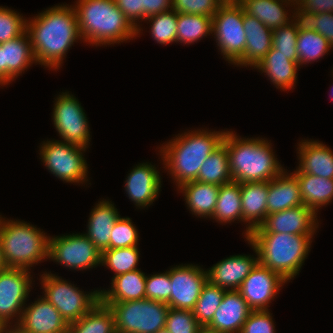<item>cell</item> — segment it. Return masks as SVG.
Here are the masks:
<instances>
[{
  "label": "cell",
  "mask_w": 333,
  "mask_h": 333,
  "mask_svg": "<svg viewBox=\"0 0 333 333\" xmlns=\"http://www.w3.org/2000/svg\"><path fill=\"white\" fill-rule=\"evenodd\" d=\"M121 215L112 201L104 198L92 208L84 233L102 252L109 249L111 230Z\"/></svg>",
  "instance_id": "cell-29"
},
{
  "label": "cell",
  "mask_w": 333,
  "mask_h": 333,
  "mask_svg": "<svg viewBox=\"0 0 333 333\" xmlns=\"http://www.w3.org/2000/svg\"><path fill=\"white\" fill-rule=\"evenodd\" d=\"M200 327L192 310L169 307L165 323L169 333H198Z\"/></svg>",
  "instance_id": "cell-43"
},
{
  "label": "cell",
  "mask_w": 333,
  "mask_h": 333,
  "mask_svg": "<svg viewBox=\"0 0 333 333\" xmlns=\"http://www.w3.org/2000/svg\"><path fill=\"white\" fill-rule=\"evenodd\" d=\"M40 276L42 295L49 301L69 324L79 320L100 302V289L84 292L75 284L50 272Z\"/></svg>",
  "instance_id": "cell-7"
},
{
  "label": "cell",
  "mask_w": 333,
  "mask_h": 333,
  "mask_svg": "<svg viewBox=\"0 0 333 333\" xmlns=\"http://www.w3.org/2000/svg\"><path fill=\"white\" fill-rule=\"evenodd\" d=\"M145 298L166 303L170 307L169 270L146 275Z\"/></svg>",
  "instance_id": "cell-46"
},
{
  "label": "cell",
  "mask_w": 333,
  "mask_h": 333,
  "mask_svg": "<svg viewBox=\"0 0 333 333\" xmlns=\"http://www.w3.org/2000/svg\"><path fill=\"white\" fill-rule=\"evenodd\" d=\"M16 326L24 333H68L69 324L43 296L26 304Z\"/></svg>",
  "instance_id": "cell-20"
},
{
  "label": "cell",
  "mask_w": 333,
  "mask_h": 333,
  "mask_svg": "<svg viewBox=\"0 0 333 333\" xmlns=\"http://www.w3.org/2000/svg\"><path fill=\"white\" fill-rule=\"evenodd\" d=\"M161 176L156 165L149 162L139 163L131 169L124 188L127 197L133 201L136 208H148L155 202L162 188Z\"/></svg>",
  "instance_id": "cell-19"
},
{
  "label": "cell",
  "mask_w": 333,
  "mask_h": 333,
  "mask_svg": "<svg viewBox=\"0 0 333 333\" xmlns=\"http://www.w3.org/2000/svg\"><path fill=\"white\" fill-rule=\"evenodd\" d=\"M111 286L100 288L102 303H121L145 298L146 273L141 269L123 273L111 278Z\"/></svg>",
  "instance_id": "cell-28"
},
{
  "label": "cell",
  "mask_w": 333,
  "mask_h": 333,
  "mask_svg": "<svg viewBox=\"0 0 333 333\" xmlns=\"http://www.w3.org/2000/svg\"><path fill=\"white\" fill-rule=\"evenodd\" d=\"M332 73H333V70H332ZM330 95L332 96L331 99L333 100V88H332V90H331V94L329 93V96H330Z\"/></svg>",
  "instance_id": "cell-57"
},
{
  "label": "cell",
  "mask_w": 333,
  "mask_h": 333,
  "mask_svg": "<svg viewBox=\"0 0 333 333\" xmlns=\"http://www.w3.org/2000/svg\"><path fill=\"white\" fill-rule=\"evenodd\" d=\"M223 2L239 3L241 0H222Z\"/></svg>",
  "instance_id": "cell-55"
},
{
  "label": "cell",
  "mask_w": 333,
  "mask_h": 333,
  "mask_svg": "<svg viewBox=\"0 0 333 333\" xmlns=\"http://www.w3.org/2000/svg\"><path fill=\"white\" fill-rule=\"evenodd\" d=\"M296 48L299 68L302 65L317 62L333 49L332 45L321 34L303 27L301 23Z\"/></svg>",
  "instance_id": "cell-35"
},
{
  "label": "cell",
  "mask_w": 333,
  "mask_h": 333,
  "mask_svg": "<svg viewBox=\"0 0 333 333\" xmlns=\"http://www.w3.org/2000/svg\"><path fill=\"white\" fill-rule=\"evenodd\" d=\"M115 318L116 333H156L165 328L169 306L147 298L121 303H103Z\"/></svg>",
  "instance_id": "cell-8"
},
{
  "label": "cell",
  "mask_w": 333,
  "mask_h": 333,
  "mask_svg": "<svg viewBox=\"0 0 333 333\" xmlns=\"http://www.w3.org/2000/svg\"><path fill=\"white\" fill-rule=\"evenodd\" d=\"M72 6L82 42L88 45L110 46L137 38V29L114 0H76Z\"/></svg>",
  "instance_id": "cell-3"
},
{
  "label": "cell",
  "mask_w": 333,
  "mask_h": 333,
  "mask_svg": "<svg viewBox=\"0 0 333 333\" xmlns=\"http://www.w3.org/2000/svg\"><path fill=\"white\" fill-rule=\"evenodd\" d=\"M274 324L270 309L251 311L240 333H276Z\"/></svg>",
  "instance_id": "cell-47"
},
{
  "label": "cell",
  "mask_w": 333,
  "mask_h": 333,
  "mask_svg": "<svg viewBox=\"0 0 333 333\" xmlns=\"http://www.w3.org/2000/svg\"><path fill=\"white\" fill-rule=\"evenodd\" d=\"M227 290L210 284L208 281L203 286L201 294L194 307L193 314L201 326H207L213 319L214 313L219 308Z\"/></svg>",
  "instance_id": "cell-38"
},
{
  "label": "cell",
  "mask_w": 333,
  "mask_h": 333,
  "mask_svg": "<svg viewBox=\"0 0 333 333\" xmlns=\"http://www.w3.org/2000/svg\"><path fill=\"white\" fill-rule=\"evenodd\" d=\"M198 333H222L217 330L211 329L208 326H201Z\"/></svg>",
  "instance_id": "cell-52"
},
{
  "label": "cell",
  "mask_w": 333,
  "mask_h": 333,
  "mask_svg": "<svg viewBox=\"0 0 333 333\" xmlns=\"http://www.w3.org/2000/svg\"><path fill=\"white\" fill-rule=\"evenodd\" d=\"M170 307L193 310L207 282V272L200 265L180 264L169 268Z\"/></svg>",
  "instance_id": "cell-14"
},
{
  "label": "cell",
  "mask_w": 333,
  "mask_h": 333,
  "mask_svg": "<svg viewBox=\"0 0 333 333\" xmlns=\"http://www.w3.org/2000/svg\"><path fill=\"white\" fill-rule=\"evenodd\" d=\"M251 311L238 290L226 291L207 326L222 333H240Z\"/></svg>",
  "instance_id": "cell-23"
},
{
  "label": "cell",
  "mask_w": 333,
  "mask_h": 333,
  "mask_svg": "<svg viewBox=\"0 0 333 333\" xmlns=\"http://www.w3.org/2000/svg\"><path fill=\"white\" fill-rule=\"evenodd\" d=\"M220 186L190 181L177 188L182 193L186 206L192 215L200 218H212L217 203Z\"/></svg>",
  "instance_id": "cell-30"
},
{
  "label": "cell",
  "mask_w": 333,
  "mask_h": 333,
  "mask_svg": "<svg viewBox=\"0 0 333 333\" xmlns=\"http://www.w3.org/2000/svg\"><path fill=\"white\" fill-rule=\"evenodd\" d=\"M242 200V222L245 224V239L267 216V182L240 183Z\"/></svg>",
  "instance_id": "cell-24"
},
{
  "label": "cell",
  "mask_w": 333,
  "mask_h": 333,
  "mask_svg": "<svg viewBox=\"0 0 333 333\" xmlns=\"http://www.w3.org/2000/svg\"><path fill=\"white\" fill-rule=\"evenodd\" d=\"M295 6L301 2L302 0H290Z\"/></svg>",
  "instance_id": "cell-56"
},
{
  "label": "cell",
  "mask_w": 333,
  "mask_h": 333,
  "mask_svg": "<svg viewBox=\"0 0 333 333\" xmlns=\"http://www.w3.org/2000/svg\"><path fill=\"white\" fill-rule=\"evenodd\" d=\"M303 27L321 34L333 47V13H295Z\"/></svg>",
  "instance_id": "cell-44"
},
{
  "label": "cell",
  "mask_w": 333,
  "mask_h": 333,
  "mask_svg": "<svg viewBox=\"0 0 333 333\" xmlns=\"http://www.w3.org/2000/svg\"><path fill=\"white\" fill-rule=\"evenodd\" d=\"M248 244L256 254H237L220 260L206 269L207 281L227 291L239 290L245 278L259 262L258 252L254 245L246 238Z\"/></svg>",
  "instance_id": "cell-17"
},
{
  "label": "cell",
  "mask_w": 333,
  "mask_h": 333,
  "mask_svg": "<svg viewBox=\"0 0 333 333\" xmlns=\"http://www.w3.org/2000/svg\"><path fill=\"white\" fill-rule=\"evenodd\" d=\"M7 268L8 267L5 263L4 256H3V251H2L1 243H0V271L4 270V269H7Z\"/></svg>",
  "instance_id": "cell-53"
},
{
  "label": "cell",
  "mask_w": 333,
  "mask_h": 333,
  "mask_svg": "<svg viewBox=\"0 0 333 333\" xmlns=\"http://www.w3.org/2000/svg\"><path fill=\"white\" fill-rule=\"evenodd\" d=\"M172 0H143V21L148 17L170 11Z\"/></svg>",
  "instance_id": "cell-50"
},
{
  "label": "cell",
  "mask_w": 333,
  "mask_h": 333,
  "mask_svg": "<svg viewBox=\"0 0 333 333\" xmlns=\"http://www.w3.org/2000/svg\"><path fill=\"white\" fill-rule=\"evenodd\" d=\"M156 333H169V332L166 328H163V329H160L159 331H157Z\"/></svg>",
  "instance_id": "cell-54"
},
{
  "label": "cell",
  "mask_w": 333,
  "mask_h": 333,
  "mask_svg": "<svg viewBox=\"0 0 333 333\" xmlns=\"http://www.w3.org/2000/svg\"><path fill=\"white\" fill-rule=\"evenodd\" d=\"M212 36L223 58L234 65L244 54L246 33L243 7L239 3L224 2L212 17Z\"/></svg>",
  "instance_id": "cell-10"
},
{
  "label": "cell",
  "mask_w": 333,
  "mask_h": 333,
  "mask_svg": "<svg viewBox=\"0 0 333 333\" xmlns=\"http://www.w3.org/2000/svg\"><path fill=\"white\" fill-rule=\"evenodd\" d=\"M295 13H333V0H302L295 6Z\"/></svg>",
  "instance_id": "cell-49"
},
{
  "label": "cell",
  "mask_w": 333,
  "mask_h": 333,
  "mask_svg": "<svg viewBox=\"0 0 333 333\" xmlns=\"http://www.w3.org/2000/svg\"><path fill=\"white\" fill-rule=\"evenodd\" d=\"M297 146L299 165L292 173L333 179V151L330 147L312 139H302Z\"/></svg>",
  "instance_id": "cell-22"
},
{
  "label": "cell",
  "mask_w": 333,
  "mask_h": 333,
  "mask_svg": "<svg viewBox=\"0 0 333 333\" xmlns=\"http://www.w3.org/2000/svg\"><path fill=\"white\" fill-rule=\"evenodd\" d=\"M48 260L69 270H91L101 266V251L84 233L49 236Z\"/></svg>",
  "instance_id": "cell-11"
},
{
  "label": "cell",
  "mask_w": 333,
  "mask_h": 333,
  "mask_svg": "<svg viewBox=\"0 0 333 333\" xmlns=\"http://www.w3.org/2000/svg\"><path fill=\"white\" fill-rule=\"evenodd\" d=\"M178 13L170 10L148 17L144 22L150 23V34L157 44L168 45L176 42Z\"/></svg>",
  "instance_id": "cell-39"
},
{
  "label": "cell",
  "mask_w": 333,
  "mask_h": 333,
  "mask_svg": "<svg viewBox=\"0 0 333 333\" xmlns=\"http://www.w3.org/2000/svg\"><path fill=\"white\" fill-rule=\"evenodd\" d=\"M0 243L8 268L31 270L48 259L49 235L29 222L0 215Z\"/></svg>",
  "instance_id": "cell-6"
},
{
  "label": "cell",
  "mask_w": 333,
  "mask_h": 333,
  "mask_svg": "<svg viewBox=\"0 0 333 333\" xmlns=\"http://www.w3.org/2000/svg\"><path fill=\"white\" fill-rule=\"evenodd\" d=\"M286 283L280 274L258 262L238 291L252 311L269 310V304Z\"/></svg>",
  "instance_id": "cell-15"
},
{
  "label": "cell",
  "mask_w": 333,
  "mask_h": 333,
  "mask_svg": "<svg viewBox=\"0 0 333 333\" xmlns=\"http://www.w3.org/2000/svg\"><path fill=\"white\" fill-rule=\"evenodd\" d=\"M223 3L222 0H172L171 10L177 13L213 17Z\"/></svg>",
  "instance_id": "cell-45"
},
{
  "label": "cell",
  "mask_w": 333,
  "mask_h": 333,
  "mask_svg": "<svg viewBox=\"0 0 333 333\" xmlns=\"http://www.w3.org/2000/svg\"><path fill=\"white\" fill-rule=\"evenodd\" d=\"M87 148L60 140L42 141L39 146L41 162L58 179L83 185L88 182ZM81 183V184H80Z\"/></svg>",
  "instance_id": "cell-9"
},
{
  "label": "cell",
  "mask_w": 333,
  "mask_h": 333,
  "mask_svg": "<svg viewBox=\"0 0 333 333\" xmlns=\"http://www.w3.org/2000/svg\"><path fill=\"white\" fill-rule=\"evenodd\" d=\"M52 112L60 141L88 148L91 142L88 117L78 99L69 91L58 94Z\"/></svg>",
  "instance_id": "cell-12"
},
{
  "label": "cell",
  "mask_w": 333,
  "mask_h": 333,
  "mask_svg": "<svg viewBox=\"0 0 333 333\" xmlns=\"http://www.w3.org/2000/svg\"><path fill=\"white\" fill-rule=\"evenodd\" d=\"M68 333H116L113 312L100 301L79 320L69 323Z\"/></svg>",
  "instance_id": "cell-33"
},
{
  "label": "cell",
  "mask_w": 333,
  "mask_h": 333,
  "mask_svg": "<svg viewBox=\"0 0 333 333\" xmlns=\"http://www.w3.org/2000/svg\"><path fill=\"white\" fill-rule=\"evenodd\" d=\"M228 130L223 143L227 146L232 180L239 183L267 182L277 177L285 168L266 138H240ZM276 156V157H275Z\"/></svg>",
  "instance_id": "cell-4"
},
{
  "label": "cell",
  "mask_w": 333,
  "mask_h": 333,
  "mask_svg": "<svg viewBox=\"0 0 333 333\" xmlns=\"http://www.w3.org/2000/svg\"><path fill=\"white\" fill-rule=\"evenodd\" d=\"M196 181L218 186L232 182L227 146L222 142L202 164Z\"/></svg>",
  "instance_id": "cell-34"
},
{
  "label": "cell",
  "mask_w": 333,
  "mask_h": 333,
  "mask_svg": "<svg viewBox=\"0 0 333 333\" xmlns=\"http://www.w3.org/2000/svg\"><path fill=\"white\" fill-rule=\"evenodd\" d=\"M139 233L129 217H119L115 222L109 241V249L139 245Z\"/></svg>",
  "instance_id": "cell-41"
},
{
  "label": "cell",
  "mask_w": 333,
  "mask_h": 333,
  "mask_svg": "<svg viewBox=\"0 0 333 333\" xmlns=\"http://www.w3.org/2000/svg\"><path fill=\"white\" fill-rule=\"evenodd\" d=\"M243 25L246 33L244 54L234 65L236 67L250 66L254 69L272 48L273 30L244 12V9Z\"/></svg>",
  "instance_id": "cell-21"
},
{
  "label": "cell",
  "mask_w": 333,
  "mask_h": 333,
  "mask_svg": "<svg viewBox=\"0 0 333 333\" xmlns=\"http://www.w3.org/2000/svg\"><path fill=\"white\" fill-rule=\"evenodd\" d=\"M300 28V20L295 17L285 26L273 29V44L272 47L277 50V53L290 55V60L298 62L297 53V38Z\"/></svg>",
  "instance_id": "cell-40"
},
{
  "label": "cell",
  "mask_w": 333,
  "mask_h": 333,
  "mask_svg": "<svg viewBox=\"0 0 333 333\" xmlns=\"http://www.w3.org/2000/svg\"><path fill=\"white\" fill-rule=\"evenodd\" d=\"M31 274L30 270L22 268H7L0 271L1 326H12L19 322L32 290Z\"/></svg>",
  "instance_id": "cell-13"
},
{
  "label": "cell",
  "mask_w": 333,
  "mask_h": 333,
  "mask_svg": "<svg viewBox=\"0 0 333 333\" xmlns=\"http://www.w3.org/2000/svg\"><path fill=\"white\" fill-rule=\"evenodd\" d=\"M239 4L244 12L272 30L287 25L296 17L295 5L290 0H241Z\"/></svg>",
  "instance_id": "cell-27"
},
{
  "label": "cell",
  "mask_w": 333,
  "mask_h": 333,
  "mask_svg": "<svg viewBox=\"0 0 333 333\" xmlns=\"http://www.w3.org/2000/svg\"><path fill=\"white\" fill-rule=\"evenodd\" d=\"M212 35V17L178 13L176 43L191 45Z\"/></svg>",
  "instance_id": "cell-36"
},
{
  "label": "cell",
  "mask_w": 333,
  "mask_h": 333,
  "mask_svg": "<svg viewBox=\"0 0 333 333\" xmlns=\"http://www.w3.org/2000/svg\"><path fill=\"white\" fill-rule=\"evenodd\" d=\"M227 130L194 129L175 135L161 144L159 155L176 187L196 181L200 168L210 153L223 142Z\"/></svg>",
  "instance_id": "cell-2"
},
{
  "label": "cell",
  "mask_w": 333,
  "mask_h": 333,
  "mask_svg": "<svg viewBox=\"0 0 333 333\" xmlns=\"http://www.w3.org/2000/svg\"><path fill=\"white\" fill-rule=\"evenodd\" d=\"M318 214L305 205L275 212L252 232H277L298 235H315L319 228Z\"/></svg>",
  "instance_id": "cell-16"
},
{
  "label": "cell",
  "mask_w": 333,
  "mask_h": 333,
  "mask_svg": "<svg viewBox=\"0 0 333 333\" xmlns=\"http://www.w3.org/2000/svg\"><path fill=\"white\" fill-rule=\"evenodd\" d=\"M117 7L123 12L130 23L137 29V37L141 35L143 24V0H114ZM141 25V27H140Z\"/></svg>",
  "instance_id": "cell-48"
},
{
  "label": "cell",
  "mask_w": 333,
  "mask_h": 333,
  "mask_svg": "<svg viewBox=\"0 0 333 333\" xmlns=\"http://www.w3.org/2000/svg\"><path fill=\"white\" fill-rule=\"evenodd\" d=\"M211 219L217 223L242 222L240 183L232 181L220 186L217 203Z\"/></svg>",
  "instance_id": "cell-32"
},
{
  "label": "cell",
  "mask_w": 333,
  "mask_h": 333,
  "mask_svg": "<svg viewBox=\"0 0 333 333\" xmlns=\"http://www.w3.org/2000/svg\"><path fill=\"white\" fill-rule=\"evenodd\" d=\"M254 68L261 74L264 73L280 91H289L296 86L298 62L290 60V55L277 53L273 47Z\"/></svg>",
  "instance_id": "cell-26"
},
{
  "label": "cell",
  "mask_w": 333,
  "mask_h": 333,
  "mask_svg": "<svg viewBox=\"0 0 333 333\" xmlns=\"http://www.w3.org/2000/svg\"><path fill=\"white\" fill-rule=\"evenodd\" d=\"M26 17L8 7L0 6V43L14 39L26 31Z\"/></svg>",
  "instance_id": "cell-42"
},
{
  "label": "cell",
  "mask_w": 333,
  "mask_h": 333,
  "mask_svg": "<svg viewBox=\"0 0 333 333\" xmlns=\"http://www.w3.org/2000/svg\"><path fill=\"white\" fill-rule=\"evenodd\" d=\"M300 186V195L305 206L317 214L323 206L333 200V179H326L307 173H293Z\"/></svg>",
  "instance_id": "cell-31"
},
{
  "label": "cell",
  "mask_w": 333,
  "mask_h": 333,
  "mask_svg": "<svg viewBox=\"0 0 333 333\" xmlns=\"http://www.w3.org/2000/svg\"><path fill=\"white\" fill-rule=\"evenodd\" d=\"M0 333H24L16 325L2 326Z\"/></svg>",
  "instance_id": "cell-51"
},
{
  "label": "cell",
  "mask_w": 333,
  "mask_h": 333,
  "mask_svg": "<svg viewBox=\"0 0 333 333\" xmlns=\"http://www.w3.org/2000/svg\"><path fill=\"white\" fill-rule=\"evenodd\" d=\"M284 169L268 181L267 215L304 205L296 176Z\"/></svg>",
  "instance_id": "cell-25"
},
{
  "label": "cell",
  "mask_w": 333,
  "mask_h": 333,
  "mask_svg": "<svg viewBox=\"0 0 333 333\" xmlns=\"http://www.w3.org/2000/svg\"><path fill=\"white\" fill-rule=\"evenodd\" d=\"M26 31L37 64L58 71L68 50L82 42L77 15L72 5L58 4L28 18Z\"/></svg>",
  "instance_id": "cell-1"
},
{
  "label": "cell",
  "mask_w": 333,
  "mask_h": 333,
  "mask_svg": "<svg viewBox=\"0 0 333 333\" xmlns=\"http://www.w3.org/2000/svg\"><path fill=\"white\" fill-rule=\"evenodd\" d=\"M139 251L138 246L105 249L101 252V265L113 271V277L138 270Z\"/></svg>",
  "instance_id": "cell-37"
},
{
  "label": "cell",
  "mask_w": 333,
  "mask_h": 333,
  "mask_svg": "<svg viewBox=\"0 0 333 333\" xmlns=\"http://www.w3.org/2000/svg\"><path fill=\"white\" fill-rule=\"evenodd\" d=\"M314 235L251 232L247 239L258 252L259 263L290 282L308 257Z\"/></svg>",
  "instance_id": "cell-5"
},
{
  "label": "cell",
  "mask_w": 333,
  "mask_h": 333,
  "mask_svg": "<svg viewBox=\"0 0 333 333\" xmlns=\"http://www.w3.org/2000/svg\"><path fill=\"white\" fill-rule=\"evenodd\" d=\"M33 64L37 65V62L27 31L14 39L0 43V85L2 87L10 85Z\"/></svg>",
  "instance_id": "cell-18"
}]
</instances>
